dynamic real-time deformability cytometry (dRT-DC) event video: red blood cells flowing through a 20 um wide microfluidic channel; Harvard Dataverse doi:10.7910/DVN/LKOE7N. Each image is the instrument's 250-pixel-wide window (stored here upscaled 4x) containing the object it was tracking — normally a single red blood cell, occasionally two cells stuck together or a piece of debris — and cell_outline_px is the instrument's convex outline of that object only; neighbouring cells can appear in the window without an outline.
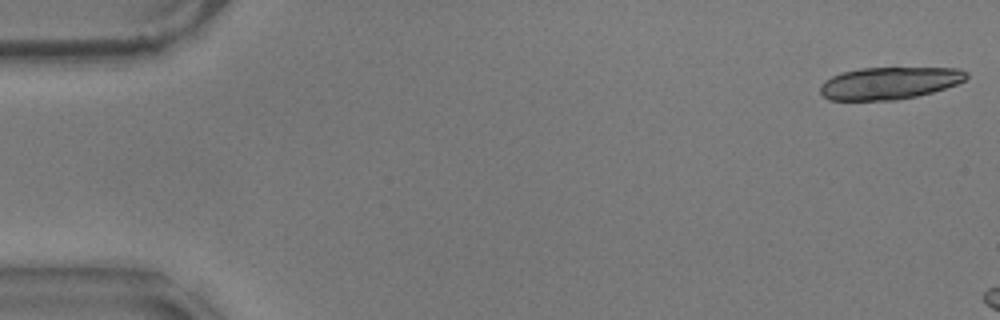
{"species": "common noctule bat (a hibernating species)", "species_latin": "Nyctalus noctula", "temperature_condition": "warm", "stored_images_in_passage": 6, "camera_frame_rate_fps": 3000, "um_per_image_px": 0.085, "animal": {"sex": "male", "body_mass_g": 17.9}, "frame": {"image": 1, "passage_image": 1, "time_ms": 0.0, "image_size_px": [1000, 320], "cell_outline_px": [[968, 76], [964, 80], [956, 84], [932, 92], [916, 96], [896, 100], [828, 100], [820, 92], [820, 84], [824, 80], [840, 72], [860, 68], [960, 68], [968, 72]], "centroid_in_image_um": [75.56, 7.06], "position_along_channel_um": 9.4, "area_um2": 27.51}}